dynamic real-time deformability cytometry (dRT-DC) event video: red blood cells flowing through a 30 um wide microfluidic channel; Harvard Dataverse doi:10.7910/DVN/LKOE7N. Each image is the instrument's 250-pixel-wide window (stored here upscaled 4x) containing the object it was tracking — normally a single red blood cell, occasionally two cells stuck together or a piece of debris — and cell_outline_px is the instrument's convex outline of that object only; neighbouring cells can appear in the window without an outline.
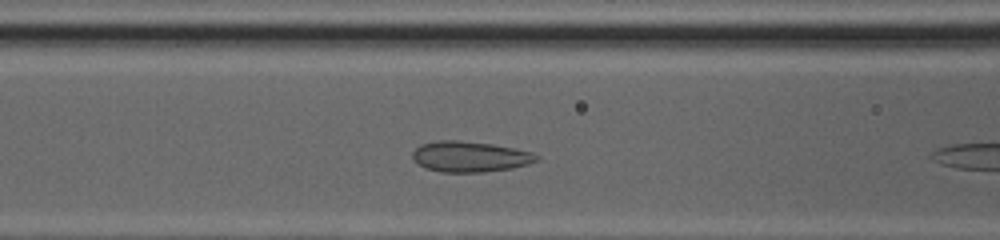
{"species": "common noctule bat (a hibernating species)", "species_latin": "Nyctalus noctula", "temperature_condition": "cold", "stored_images_in_passage": 8, "camera_frame_rate_fps": 3000, "um_per_image_px": 0.085, "animal": {"sex": "female", "body_mass_g": 20.0, "forearm_length_mm": 54.0}, "frame": {"image": 1, "passage_image": 7, "time_ms": 2.0, "image_size_px": [1000, 240], "cell_outline_px": [[540, 160], [528, 164], [512, 168], [484, 172], [440, 172], [424, 168], [412, 160], [412, 152], [420, 144], [440, 140], [456, 140], [492, 144], [532, 152], [540, 156]], "centroid_in_image_um": [39.93, 13.32], "position_along_channel_um": 126.7, "area_um2": 22.31}}